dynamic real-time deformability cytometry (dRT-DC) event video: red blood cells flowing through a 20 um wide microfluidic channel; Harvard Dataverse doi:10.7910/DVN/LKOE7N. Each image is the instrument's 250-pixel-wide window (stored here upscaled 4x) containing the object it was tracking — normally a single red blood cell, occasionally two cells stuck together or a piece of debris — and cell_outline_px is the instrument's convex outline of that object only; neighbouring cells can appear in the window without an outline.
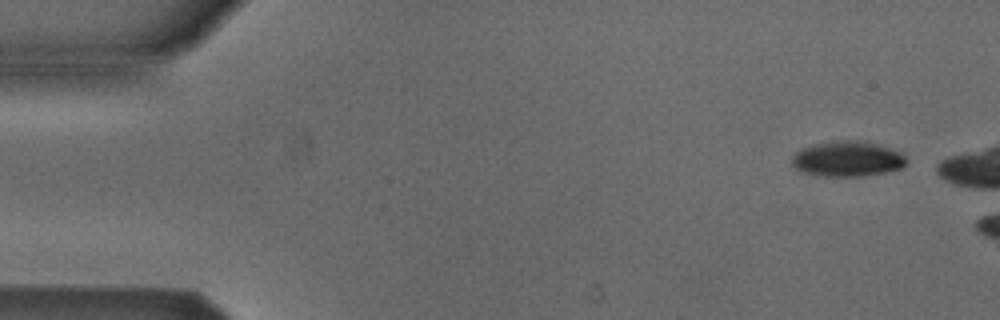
{"species": "Egyptian fruit bat (a non-hibernating species)", "species_latin": "Rousettus aegyptiacus", "temperature_condition": "cold", "stored_images_in_passage": 2, "camera_frame_rate_fps": 3000, "um_per_image_px": 0.085, "animal": {"sex": "male"}, "frame": {"image": 1, "passage_image": 1, "time_ms": 0.0, "image_size_px": [1000, 320], "cell_outline_px": [[908, 164], [900, 168], [884, 172], [864, 176], [816, 176], [804, 172], [796, 168], [792, 164], [792, 156], [800, 148], [812, 144], [844, 140], [860, 140], [876, 144], [900, 152], [908, 160]], "centroid_in_image_um": [72.02, 13.51], "position_along_channel_um": 13.0, "area_um2": 23.58}}